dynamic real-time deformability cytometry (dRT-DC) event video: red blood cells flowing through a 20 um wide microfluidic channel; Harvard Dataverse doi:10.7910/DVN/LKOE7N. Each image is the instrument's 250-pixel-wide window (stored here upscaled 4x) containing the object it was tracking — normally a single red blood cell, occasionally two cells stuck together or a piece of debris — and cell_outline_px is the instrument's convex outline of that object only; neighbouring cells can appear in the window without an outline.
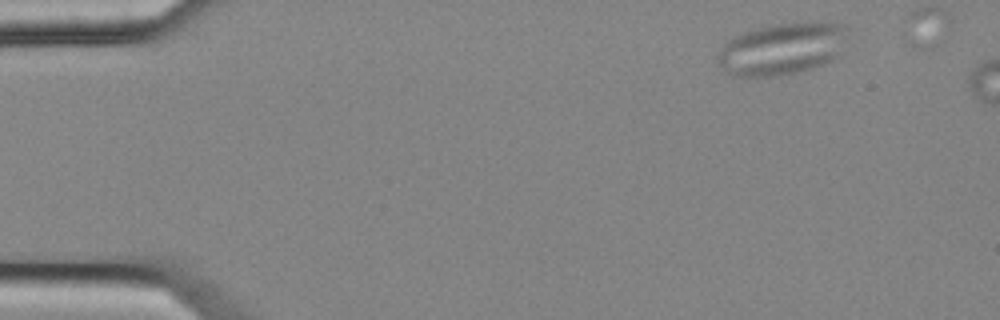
{"species": "common noctule bat (a hibernating species)", "species_latin": "Nyctalus noctula", "temperature_condition": "cold", "stored_images_in_passage": 2, "camera_frame_rate_fps": 3000, "um_per_image_px": 0.085, "animal": {"sex": "female", "body_mass_g": 25.1}, "frame": {"image": 1, "passage_image": 1, "time_ms": 0.0, "image_size_px": [1000, 320], "cell_outline_px": [[848, 36], [836, 56], [832, 60], [824, 64], [812, 68], [780, 76], [732, 76], [724, 72], [716, 60], [716, 56], [720, 48], [728, 40], [744, 32], [772, 24], [816, 20], [844, 24], [848, 28]], "centroid_in_image_um": [66.48, 4.13], "position_along_channel_um": 18.5, "area_um2": 40.0}}